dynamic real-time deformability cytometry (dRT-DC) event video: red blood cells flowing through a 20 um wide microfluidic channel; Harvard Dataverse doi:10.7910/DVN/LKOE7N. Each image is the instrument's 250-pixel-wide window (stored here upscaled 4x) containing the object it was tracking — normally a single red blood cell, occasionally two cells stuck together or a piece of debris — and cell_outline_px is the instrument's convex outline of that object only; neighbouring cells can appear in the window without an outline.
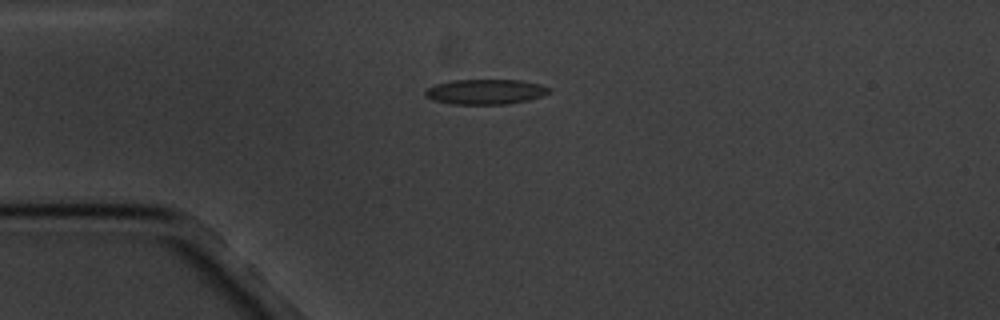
{"species": "common noctule bat (a hibernating species)", "species_latin": "Nyctalus noctula", "temperature_condition": "cold", "stored_images_in_passage": 2, "camera_frame_rate_fps": 3000, "um_per_image_px": 0.085, "animal": {"sex": "male", "body_mass_g": 20.1, "forearm_length_mm": 53.5}, "frame": {"image": 1, "passage_image": 1, "time_ms": 0.0, "image_size_px": [1000, 320], "cell_outline_px": [[552, 92], [528, 100], [508, 104], [452, 104], [432, 100], [424, 96], [424, 92], [428, 88], [436, 84], [452, 80], [520, 80], [540, 84], [552, 88]], "centroid_in_image_um": [41.27, 7.8], "position_along_channel_um": 43.7, "area_um2": 18.21}}